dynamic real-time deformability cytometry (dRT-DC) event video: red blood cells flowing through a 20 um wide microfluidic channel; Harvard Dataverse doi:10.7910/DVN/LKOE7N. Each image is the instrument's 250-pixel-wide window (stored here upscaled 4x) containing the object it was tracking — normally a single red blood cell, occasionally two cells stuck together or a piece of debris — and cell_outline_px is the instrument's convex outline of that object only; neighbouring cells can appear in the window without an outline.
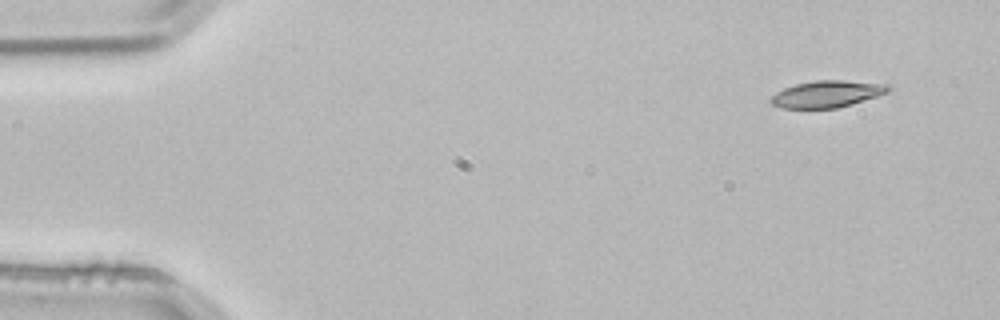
{"species": "common noctule bat (a hibernating species)", "species_latin": "Nyctalus noctula", "temperature_condition": "room temperature", "stored_images_in_passage": 2, "camera_frame_rate_fps": 3000, "um_per_image_px": 0.085, "animal": {"sex": "male", "body_mass_g": 21.5, "forearm_length_mm": 52.0}, "frame": {"image": 1, "passage_image": 1, "time_ms": 0.0, "image_size_px": [1000, 320], "cell_outline_px": [[892, 88], [888, 92], [876, 96], [836, 108], [780, 108], [772, 104], [768, 100], [776, 92], [784, 88], [796, 84], [816, 80], [844, 80], [888, 84]], "centroid_in_image_um": [70.27, 7.98], "position_along_channel_um": 14.7, "area_um2": 18.21}}